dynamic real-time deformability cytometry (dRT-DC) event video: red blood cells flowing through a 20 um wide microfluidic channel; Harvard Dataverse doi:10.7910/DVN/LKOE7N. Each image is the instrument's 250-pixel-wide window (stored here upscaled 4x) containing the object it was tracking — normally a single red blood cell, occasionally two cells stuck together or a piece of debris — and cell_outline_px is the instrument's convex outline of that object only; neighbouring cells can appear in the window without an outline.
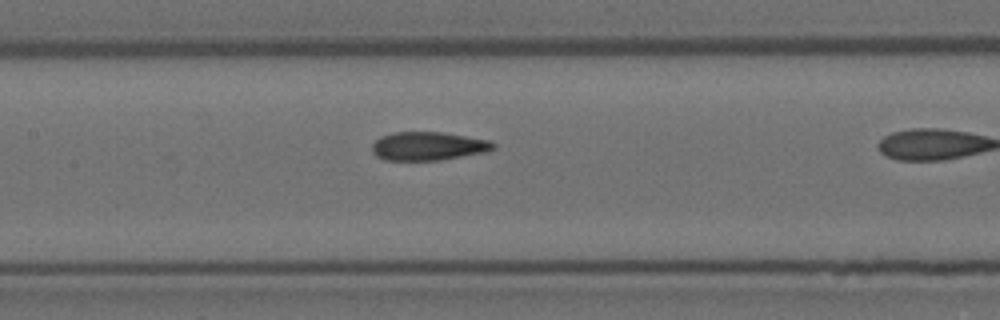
{"species": "Egyptian fruit bat (a non-hibernating species)", "species_latin": "Rousettus aegyptiacus", "temperature_condition": "room temperature", "stored_images_in_passage": 8, "segment_of_instrument_passage": [2, 2], "camera_frame_rate_fps": 3000, "um_per_image_px": 0.085, "animal": {"sex": "female"}, "frame": {"image": 1, "passage_image": 7, "time_ms": 2.0, "image_size_px": [1000, 320], "cell_outline_px": [[496, 148], [488, 152], [440, 160], [384, 160], [376, 156], [372, 152], [372, 144], [380, 136], [392, 132], [440, 132], [492, 140], [496, 144]], "centroid_in_image_um": [36.42, 12.42], "position_along_channel_um": 171.0, "area_um2": 20.4}}